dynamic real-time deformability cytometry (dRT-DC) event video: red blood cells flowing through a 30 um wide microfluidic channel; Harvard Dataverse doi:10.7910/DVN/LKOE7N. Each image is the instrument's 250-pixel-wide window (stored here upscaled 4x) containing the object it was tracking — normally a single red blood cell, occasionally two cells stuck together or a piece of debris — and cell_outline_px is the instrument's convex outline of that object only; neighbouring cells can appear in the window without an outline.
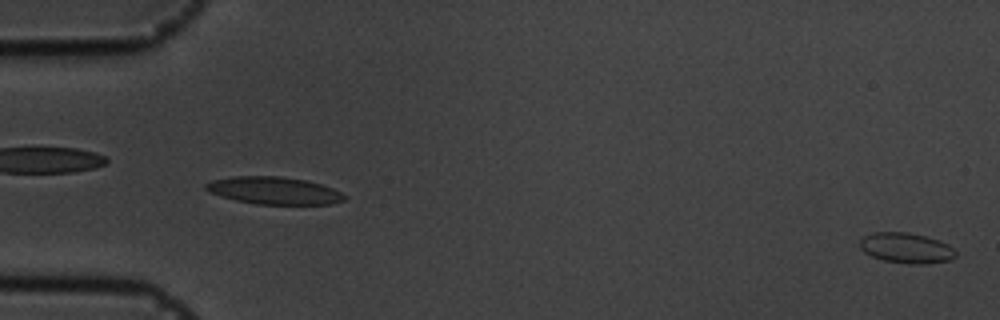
{"species": "common noctule bat (a hibernating species)", "species_latin": "Nyctalus noctula", "temperature_condition": "cold", "stored_images_in_passage": 57, "camera_frame_rate_fps": 3000, "um_per_image_px": 0.085, "animal": {"sex": "male", "body_mass_g": 19.5, "forearm_length_mm": 54.6}, "frame": {"image": 1, "passage_image": 1, "time_ms": 0.0, "image_size_px": [1000, 320], "cell_outline_px": [[956, 256], [948, 260], [924, 264], [912, 264], [884, 260], [872, 256], [864, 252], [860, 248], [860, 240], [864, 236], [872, 232], [908, 232], [940, 240], [948, 244], [956, 252]], "centroid_in_image_um": [77.02, 21.07], "position_along_channel_um": 8.0, "area_um2": 16.88}}
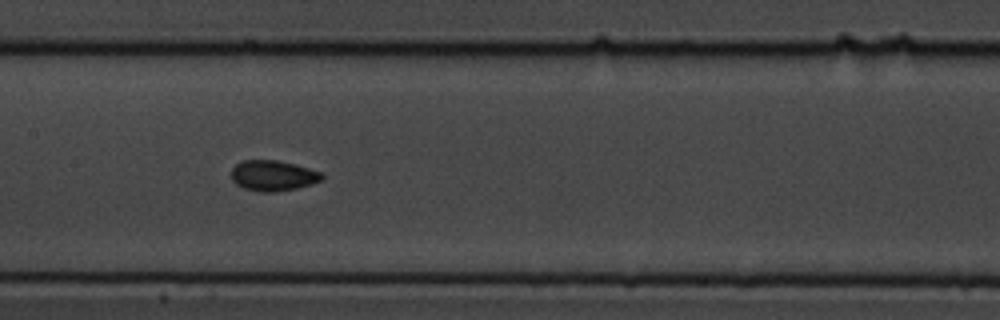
{"frame": {"image": 2, "passage_image": 28, "time_ms": 9.0, "image_size_px": [1000, 320], "cell_outline_px": [[324, 180], [312, 184], [296, 188], [276, 192], [260, 192], [244, 188], [236, 184], [232, 180], [232, 168], [236, 164], [244, 160], [276, 160], [296, 164], [324, 172]], "centroid_in_image_um": [23.26, 14.93], "position_along_channel_um": 184.1, "area_um2": 16.36}}
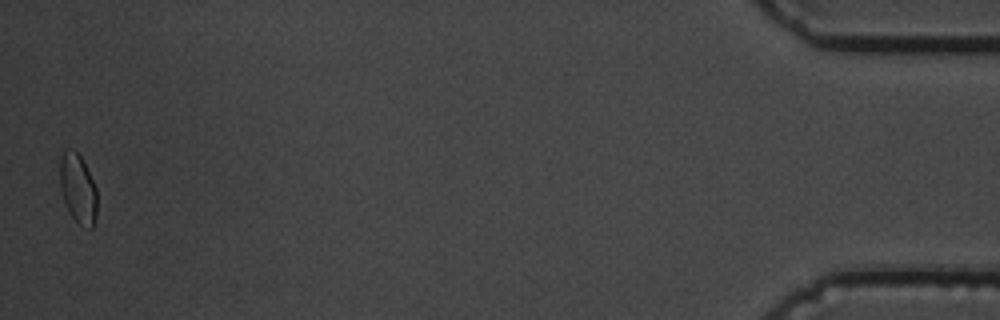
{"frame": {"image": 3, "passage_image": 56, "time_ms": 18.333, "image_size_px": [1000, 320], "cell_outline_px": [[96, 216], [92, 228], [80, 224], [68, 212], [60, 188], [60, 156], [64, 148], [72, 148], [80, 156], [96, 188]], "centroid_in_image_um": [6.59, 15.99], "position_along_channel_um": 428.6, "area_um2": 14.85}, "authors_computed_cell_mechanics": {"area_um2": 15.7794, "velocity_mm_per_s": 3.5629, "shape_relaxation_time_tau1_ms": 4.0145, "shape_relaxation_time_tau2_ms": 1.4559, "deformation_change_tau1": 0.0703, "deformation_change_tau2": 0.0442}}